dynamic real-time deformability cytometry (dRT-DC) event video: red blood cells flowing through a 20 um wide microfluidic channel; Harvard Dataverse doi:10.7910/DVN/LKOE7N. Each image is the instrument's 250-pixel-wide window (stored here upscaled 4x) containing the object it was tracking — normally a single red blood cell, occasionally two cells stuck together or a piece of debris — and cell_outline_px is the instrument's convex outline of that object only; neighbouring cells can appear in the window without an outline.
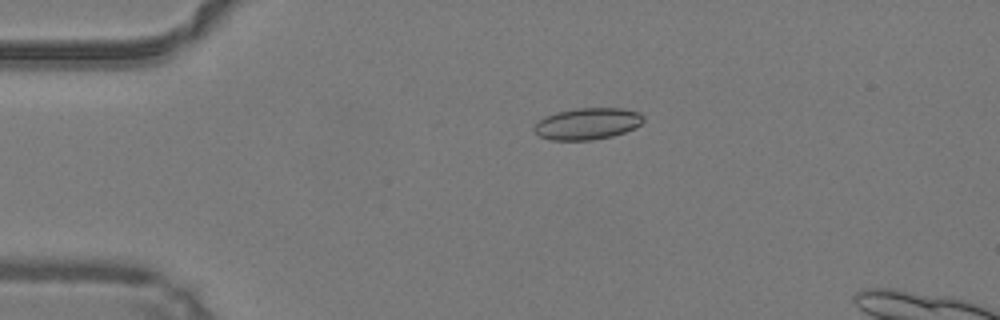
{"species": "common noctule bat (a hibernating species)", "species_latin": "Nyctalus noctula", "temperature_condition": "warm", "stored_images_in_passage": 47, "camera_frame_rate_fps": 3000, "um_per_image_px": 0.085, "animal": {"sex": "male", "body_mass_g": 19.2, "forearm_length_mm": 51.8}, "frame": {"image": 1, "passage_image": 11, "time_ms": 3.333, "image_size_px": [1000, 320], "cell_outline_px": [[644, 120], [636, 128], [612, 136], [592, 140], [552, 140], [540, 136], [532, 128], [544, 116], [556, 112], [576, 108], [624, 108], [640, 112], [644, 116]], "centroid_in_image_um": [49.96, 10.5], "position_along_channel_um": 35.0, "area_um2": 20.23}}
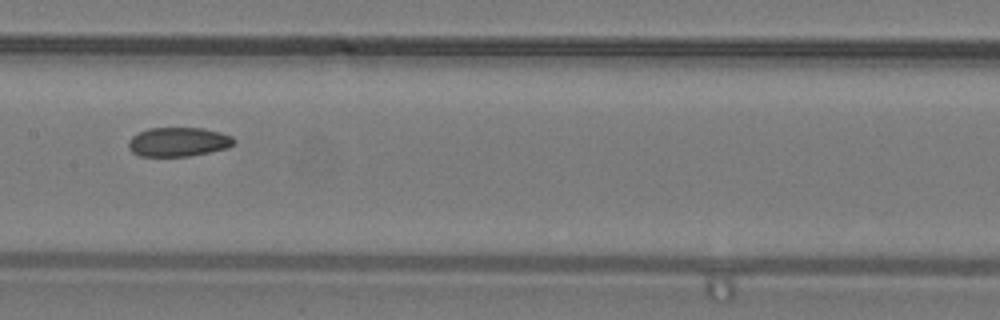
{"frame": {"image": 2, "passage_image": 25, "time_ms": 8.0, "image_size_px": [1000, 320], "cell_outline_px": [[236, 144], [228, 148], [188, 156], [140, 156], [132, 152], [128, 148], [128, 140], [132, 136], [148, 128], [204, 128], [220, 132], [232, 136], [236, 140]], "centroid_in_image_um": [15.18, 12.06], "position_along_channel_um": 192.2, "area_um2": 18.03}}
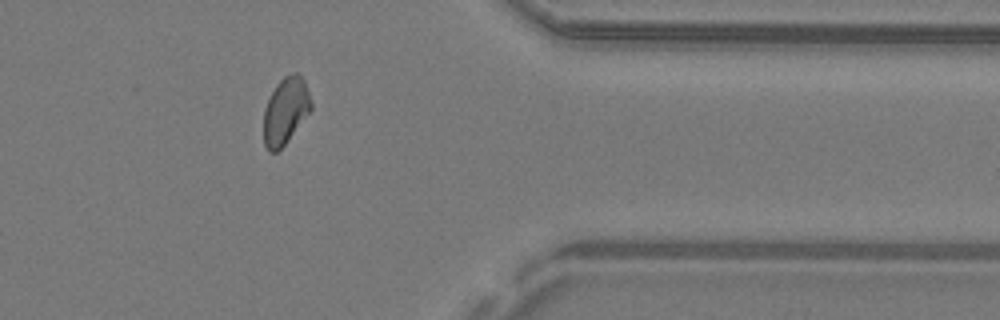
{"frame": {"image": 3, "passage_image": 40, "time_ms": 13.0, "image_size_px": [1000, 320], "cell_outline_px": [[312, 108], [284, 144], [276, 152], [268, 152], [264, 144], [264, 108], [276, 84], [284, 76], [292, 72], [296, 72], [304, 80], [312, 104]], "centroid_in_image_um": [24.25, 9.4], "position_along_channel_um": 387.1, "area_um2": 18.09}}